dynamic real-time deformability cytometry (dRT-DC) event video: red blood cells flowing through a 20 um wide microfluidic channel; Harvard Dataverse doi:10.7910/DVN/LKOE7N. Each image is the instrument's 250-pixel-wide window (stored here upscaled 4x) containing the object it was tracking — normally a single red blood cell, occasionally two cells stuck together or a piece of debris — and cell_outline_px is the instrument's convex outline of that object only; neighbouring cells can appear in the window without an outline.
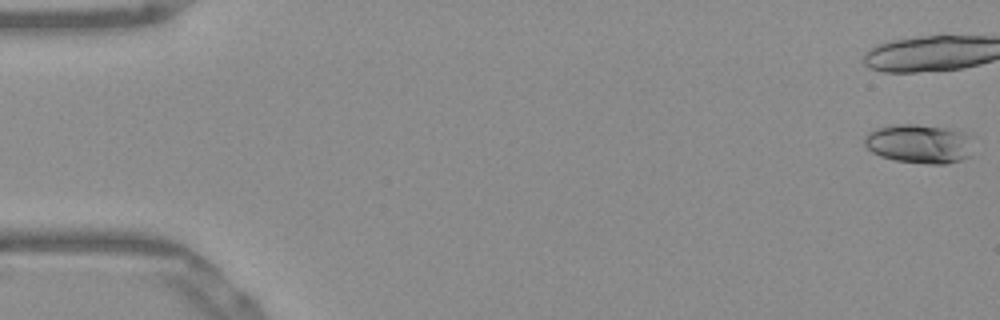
{"species": "Egyptian fruit bat (a non-hibernating species)", "species_latin": "Rousettus aegyptiacus", "temperature_condition": "warm", "stored_images_in_passage": 19, "camera_frame_rate_fps": 3000, "um_per_image_px": 0.085, "frame": {"image": 1, "passage_image": 1, "time_ms": 0.0, "image_size_px": [1000, 320], "cell_outline_px": [[968, 156], [960, 160], [944, 164], [928, 164], [896, 160], [880, 156], [872, 152], [864, 144], [864, 136], [868, 132], [876, 128], [892, 124], [916, 124], [944, 128], [964, 132], [968, 136]], "centroid_in_image_um": [78.03, 12.21], "position_along_channel_um": 7.0, "area_um2": 24.39}}